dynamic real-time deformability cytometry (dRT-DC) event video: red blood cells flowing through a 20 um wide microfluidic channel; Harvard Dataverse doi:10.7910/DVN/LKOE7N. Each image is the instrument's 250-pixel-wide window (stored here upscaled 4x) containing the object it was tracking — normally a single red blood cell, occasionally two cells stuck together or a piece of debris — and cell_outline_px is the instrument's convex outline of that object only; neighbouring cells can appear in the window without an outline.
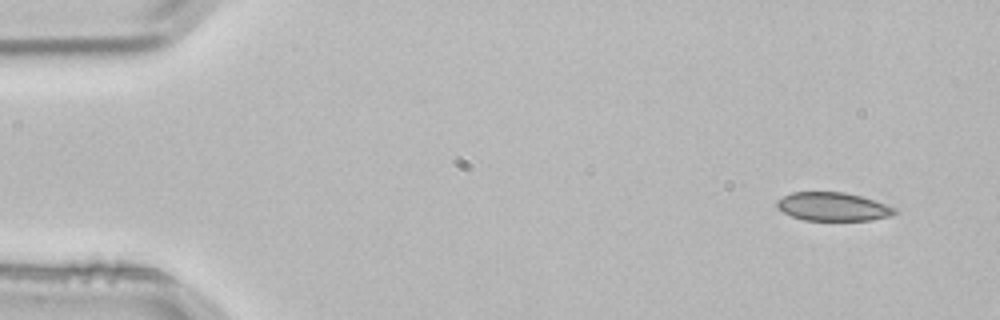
{"species": "common noctule bat (a hibernating species)", "species_latin": "Nyctalus noctula", "temperature_condition": "room temperature", "stored_images_in_passage": 3, "camera_frame_rate_fps": 3000, "um_per_image_px": 0.085, "animal": {"sex": "male", "body_mass_g": 21.5, "forearm_length_mm": 52.0}, "frame": {"image": 1, "passage_image": 1, "time_ms": 0.0, "image_size_px": [1000, 320], "cell_outline_px": [[900, 212], [892, 216], [872, 220], [804, 220], [792, 216], [776, 208], [776, 200], [792, 192], [844, 192], [860, 196], [896, 208]], "centroid_in_image_um": [70.8, 17.57], "position_along_channel_um": 14.2, "area_um2": 19.54}}